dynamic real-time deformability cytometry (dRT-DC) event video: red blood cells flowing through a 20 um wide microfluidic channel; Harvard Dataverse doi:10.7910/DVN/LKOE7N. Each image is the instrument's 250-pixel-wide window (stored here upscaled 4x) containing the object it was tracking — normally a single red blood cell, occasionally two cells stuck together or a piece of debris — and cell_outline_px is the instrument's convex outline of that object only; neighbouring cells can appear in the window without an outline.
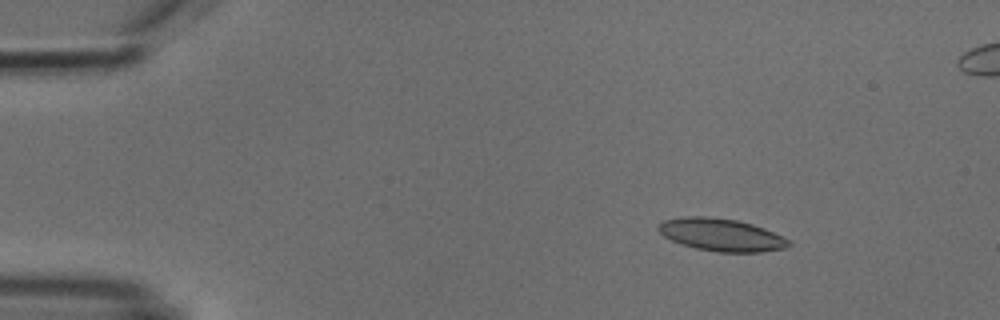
{"species": "common noctule bat (a hibernating species)", "species_latin": "Nyctalus noctula", "temperature_condition": "cold", "stored_images_in_passage": 5, "camera_frame_rate_fps": 3000, "um_per_image_px": 0.085, "animal": {"sex": "male", "body_mass_g": 18.8}, "frame": {"image": 1, "passage_image": 2, "time_ms": 1.0, "image_size_px": [1000, 320], "cell_outline_px": [[792, 244], [784, 248], [760, 252], [716, 252], [696, 248], [680, 244], [664, 236], [656, 228], [664, 220], [680, 216], [708, 216], [736, 220], [752, 224], [764, 228], [792, 240]], "centroid_in_image_um": [61.31, 19.95], "position_along_channel_um": 23.7, "area_um2": 24.85}}